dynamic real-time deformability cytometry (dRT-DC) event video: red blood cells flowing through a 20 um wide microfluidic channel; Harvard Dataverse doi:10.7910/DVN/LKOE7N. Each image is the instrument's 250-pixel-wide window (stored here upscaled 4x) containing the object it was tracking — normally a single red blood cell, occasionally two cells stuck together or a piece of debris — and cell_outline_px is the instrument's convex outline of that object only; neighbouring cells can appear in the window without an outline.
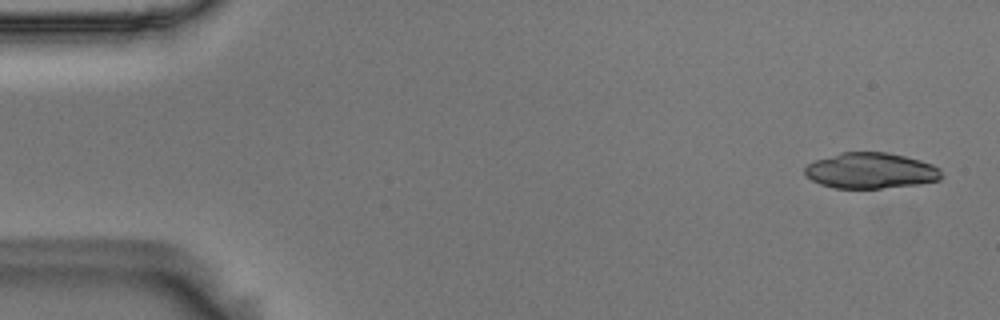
{"species": "Egyptian fruit bat (a non-hibernating species)", "species_latin": "Rousettus aegyptiacus", "temperature_condition": "room temperature", "stored_images_in_passage": 23, "segment_of_instrument_passage": [1, 2], "camera_frame_rate_fps": 3000, "um_per_image_px": 0.085, "animal": {"sex": "male"}, "frame": {"image": 1, "passage_image": 1, "time_ms": 0.0, "image_size_px": [1000, 320], "cell_outline_px": [[944, 176], [940, 180], [916, 184], [880, 188], [836, 188], [820, 184], [812, 180], [804, 172], [804, 168], [808, 164], [816, 160], [840, 152], [884, 152], [904, 156], [920, 160], [932, 164], [940, 168]], "centroid_in_image_um": [74.03, 14.5], "position_along_channel_um": 11.0, "area_um2": 28.38}}
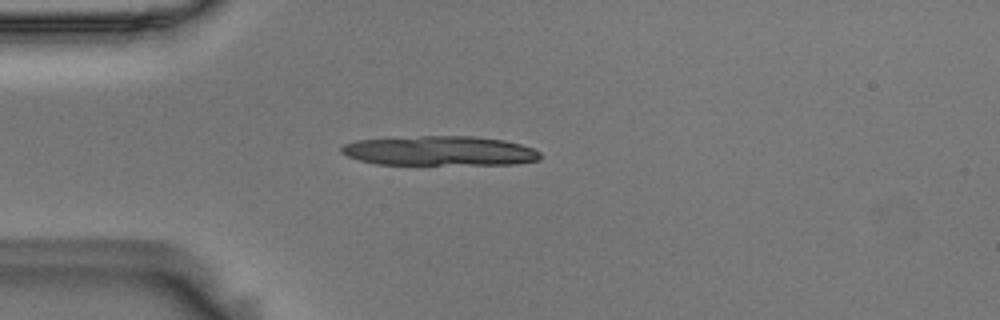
{"frame": {"image": 2, "passage_image": 13, "time_ms": 4.0, "image_size_px": [1000, 320], "cell_outline_px": [[540, 160], [516, 164], [376, 164], [360, 160], [348, 156], [340, 152], [340, 148], [344, 144], [356, 140], [420, 136], [476, 136], [504, 140], [520, 144], [532, 148], [540, 152]], "centroid_in_image_um": [37.39, 12.82], "position_along_channel_um": 47.6, "area_um2": 34.28}}